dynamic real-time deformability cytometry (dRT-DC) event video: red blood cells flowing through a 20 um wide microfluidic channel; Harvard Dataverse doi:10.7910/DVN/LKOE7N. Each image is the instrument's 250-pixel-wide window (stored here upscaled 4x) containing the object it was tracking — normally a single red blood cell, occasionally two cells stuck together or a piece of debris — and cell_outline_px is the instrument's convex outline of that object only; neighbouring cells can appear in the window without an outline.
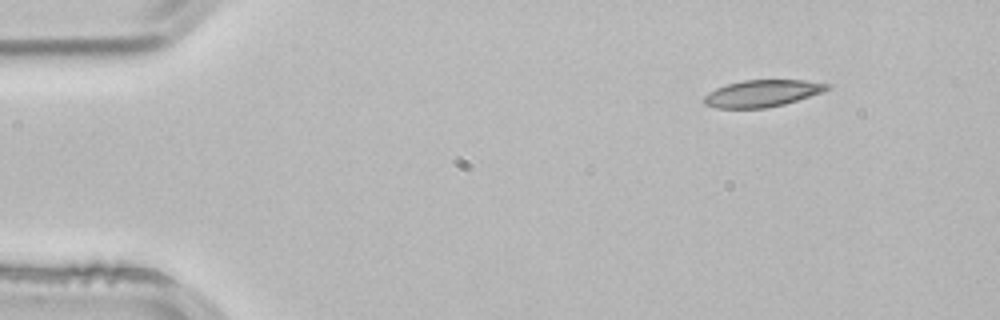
{"species": "common noctule bat (a hibernating species)", "species_latin": "Nyctalus noctula", "temperature_condition": "room temperature", "stored_images_in_passage": 3, "camera_frame_rate_fps": 3000, "um_per_image_px": 0.085, "animal": {"sex": "male", "body_mass_g": 21.5, "forearm_length_mm": 52.0}, "frame": {"image": 1, "passage_image": 1, "time_ms": 0.0, "image_size_px": [1000, 320], "cell_outline_px": [[832, 88], [824, 92], [784, 104], [764, 108], [716, 108], [704, 104], [704, 96], [716, 88], [728, 84], [744, 80], [804, 80], [832, 84]], "centroid_in_image_um": [64.84, 7.93], "position_along_channel_um": 20.2, "area_um2": 19.31}}
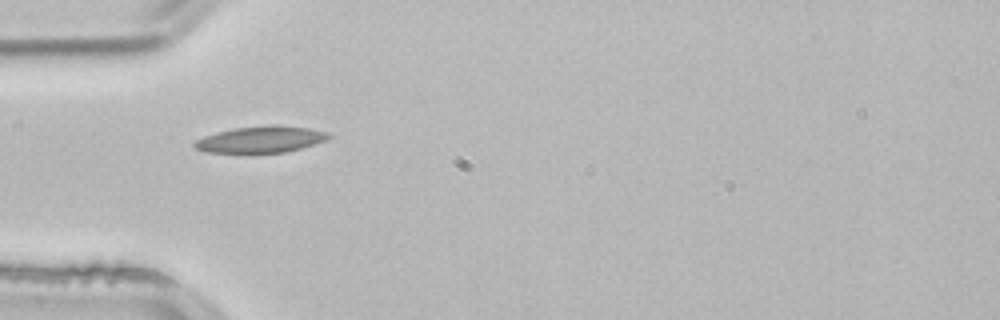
{"frame": {"image": 2, "passage_image": 3, "time_ms": 0.667, "image_size_px": [1000, 320], "cell_outline_px": [[332, 136], [328, 140], [300, 148], [284, 152], [204, 152], [196, 148], [192, 144], [196, 140], [204, 136], [216, 132], [236, 128], [268, 124], [280, 124], [308, 128], [328, 132]], "centroid_in_image_um": [22.2, 11.83], "position_along_channel_um": 62.8, "area_um2": 20.69}}